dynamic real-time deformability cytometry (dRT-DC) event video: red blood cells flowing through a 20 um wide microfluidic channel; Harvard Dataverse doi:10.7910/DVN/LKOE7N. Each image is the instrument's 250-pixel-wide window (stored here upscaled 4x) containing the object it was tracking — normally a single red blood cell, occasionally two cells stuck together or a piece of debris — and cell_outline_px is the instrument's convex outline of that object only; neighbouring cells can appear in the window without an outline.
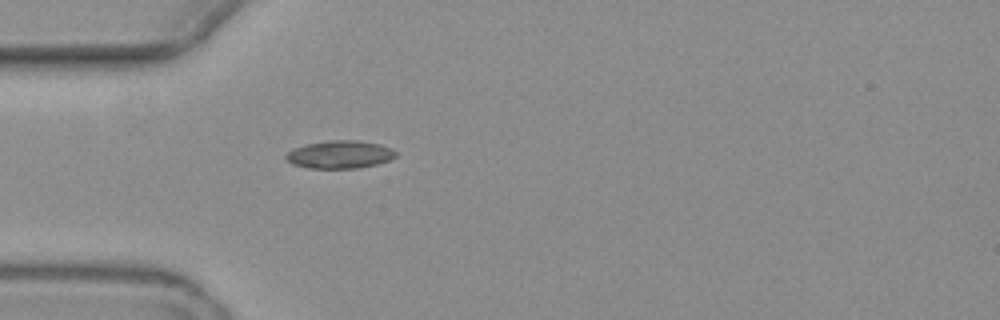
{"species": "common noctule bat (a hibernating species)", "species_latin": "Nyctalus noctula", "temperature_condition": "warm", "stored_images_in_passage": 1, "camera_frame_rate_fps": 3000, "um_per_image_px": 0.085, "animal": {"sex": "female", "body_mass_g": 19.3, "forearm_length_mm": 54.1}, "frame": {"image": 1, "passage_image": 1, "time_ms": 0.0, "image_size_px": [1000, 320], "cell_outline_px": [[396, 156], [388, 160], [376, 164], [356, 168], [308, 168], [292, 164], [284, 156], [292, 148], [308, 144], [328, 140], [356, 140], [380, 144], [392, 148], [396, 152]], "centroid_in_image_um": [28.87, 13.13], "position_along_channel_um": 56.1, "area_um2": 17.74}}